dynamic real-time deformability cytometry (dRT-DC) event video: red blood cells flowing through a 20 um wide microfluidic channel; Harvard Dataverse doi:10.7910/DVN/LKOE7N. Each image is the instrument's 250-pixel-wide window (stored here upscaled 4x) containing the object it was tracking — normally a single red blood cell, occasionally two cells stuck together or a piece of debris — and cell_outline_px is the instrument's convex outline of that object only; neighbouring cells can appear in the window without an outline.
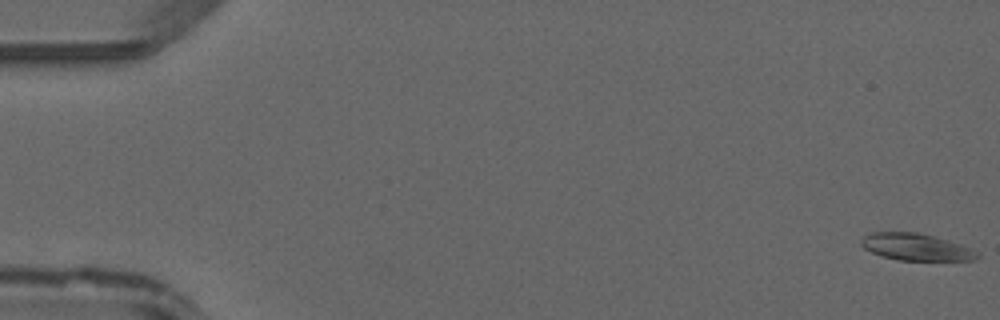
{"species": "common noctule bat (a hibernating species)", "species_latin": "Nyctalus noctula", "temperature_condition": "warm", "stored_images_in_passage": 13, "camera_frame_rate_fps": 3000, "um_per_image_px": 0.085, "animal": {"sex": "male", "forearm_length_mm": 52.5}, "frame": {"image": 1, "passage_image": 1, "time_ms": 0.0, "image_size_px": [1000, 320], "cell_outline_px": [[980, 256], [976, 260], [900, 260], [884, 256], [872, 252], [864, 248], [860, 244], [860, 240], [864, 236], [872, 232], [916, 232], [948, 240], [960, 244], [980, 252]], "centroid_in_image_um": [77.88, 20.99], "position_along_channel_um": 7.1, "area_um2": 18.09}}